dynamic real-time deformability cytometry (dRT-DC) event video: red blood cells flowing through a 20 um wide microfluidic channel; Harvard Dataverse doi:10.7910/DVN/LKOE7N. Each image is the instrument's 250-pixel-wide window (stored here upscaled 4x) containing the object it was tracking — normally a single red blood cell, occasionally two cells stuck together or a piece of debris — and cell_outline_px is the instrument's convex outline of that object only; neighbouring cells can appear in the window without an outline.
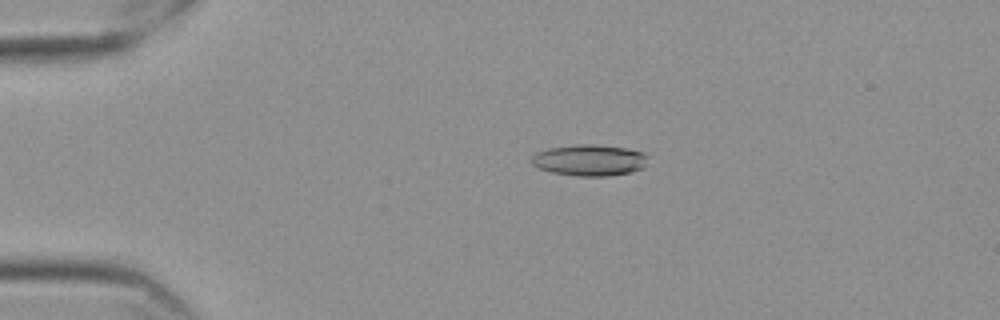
{"species": "Egyptian fruit bat (a non-hibernating species)", "species_latin": "Rousettus aegyptiacus", "temperature_condition": "cold", "stored_images_in_passage": 58, "camera_frame_rate_fps": 3000, "um_per_image_px": 0.085, "frame": {"image": 1, "passage_image": 13, "time_ms": 4.0, "image_size_px": [1000, 320], "cell_outline_px": [[648, 156], [644, 168], [632, 172], [608, 176], [576, 176], [552, 172], [540, 168], [532, 164], [528, 160], [536, 152], [548, 148], [576, 144], [592, 144], [628, 148], [644, 152]], "centroid_in_image_um": [50.11, 13.61], "position_along_channel_um": 34.9, "area_um2": 21.5}}
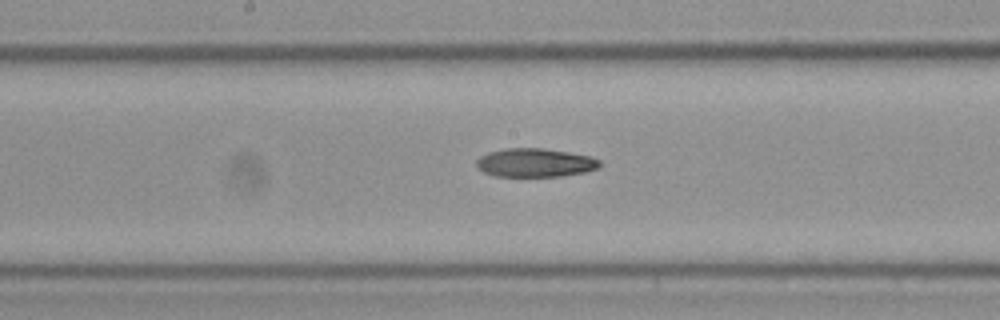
{"frame": {"image": 2, "passage_image": 31, "time_ms": 10.0, "image_size_px": [1000, 320], "cell_outline_px": [[600, 168], [584, 172], [560, 176], [496, 176], [484, 172], [476, 168], [476, 160], [480, 156], [488, 152], [504, 148], [544, 148], [592, 156], [600, 160]], "centroid_in_image_um": [45.47, 13.82], "position_along_channel_um": 202.7, "area_um2": 20.69}}
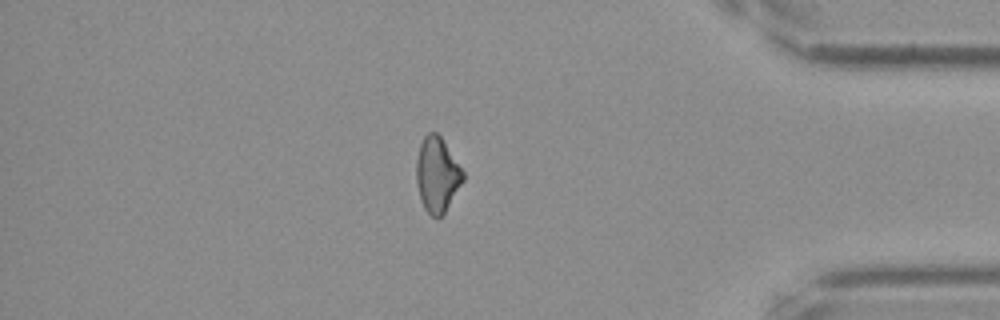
{"frame": {"image": 3, "passage_image": 50, "time_ms": 16.333, "image_size_px": [1000, 320], "cell_outline_px": [[464, 180], [444, 212], [440, 216], [432, 216], [424, 208], [420, 196], [416, 180], [416, 160], [420, 144], [424, 136], [428, 132], [436, 132], [440, 136], [464, 172]], "centroid_in_image_um": [37.14, 14.82], "position_along_channel_um": 398.1, "area_um2": 20.0}}